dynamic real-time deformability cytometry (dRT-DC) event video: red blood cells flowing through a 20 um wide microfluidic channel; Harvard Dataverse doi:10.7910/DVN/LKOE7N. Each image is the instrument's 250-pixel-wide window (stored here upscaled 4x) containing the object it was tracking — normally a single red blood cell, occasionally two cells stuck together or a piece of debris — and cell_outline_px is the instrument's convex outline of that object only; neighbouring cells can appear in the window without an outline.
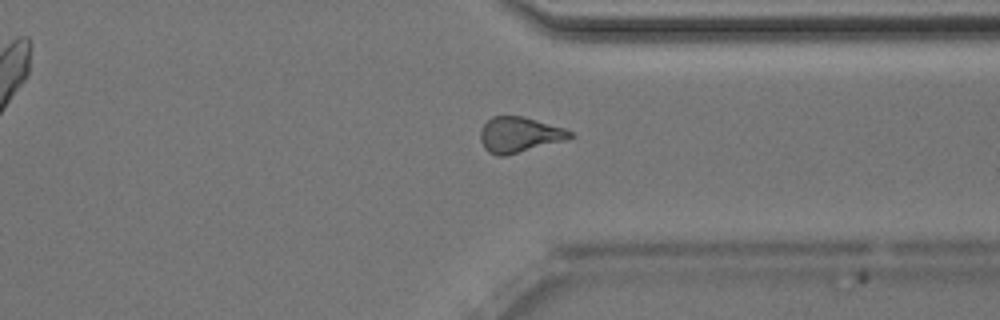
{"species": "Egyptian fruit bat (a non-hibernating species)", "species_latin": "Rousettus aegyptiacus", "temperature_condition": "room temperature", "stored_images_in_passage": 48, "camera_frame_rate_fps": 3000, "um_per_image_px": 0.085, "animal": {"sex": "male"}, "frame": {"image": 1, "passage_image": 35, "time_ms": 11.333, "image_size_px": [1000, 320], "cell_outline_px": [[572, 136], [568, 140], [504, 156], [496, 156], [488, 152], [484, 148], [480, 140], [480, 132], [484, 124], [492, 116], [524, 116], [564, 128], [572, 132]], "centroid_in_image_um": [44.14, 11.46], "position_along_channel_um": 367.3, "area_um2": 18.61}, "authors_computed_cell_mechanics": {"area_um2": 19.1607, "velocity_mm_per_s": 4.0449, "shape_relaxation_time_tau1_ms": 4.7754, "shape_relaxation_time_tau2_ms": 2.5815, "deformation_change_tau1": 0.1577, "deformation_change_tau2": 0.111}}